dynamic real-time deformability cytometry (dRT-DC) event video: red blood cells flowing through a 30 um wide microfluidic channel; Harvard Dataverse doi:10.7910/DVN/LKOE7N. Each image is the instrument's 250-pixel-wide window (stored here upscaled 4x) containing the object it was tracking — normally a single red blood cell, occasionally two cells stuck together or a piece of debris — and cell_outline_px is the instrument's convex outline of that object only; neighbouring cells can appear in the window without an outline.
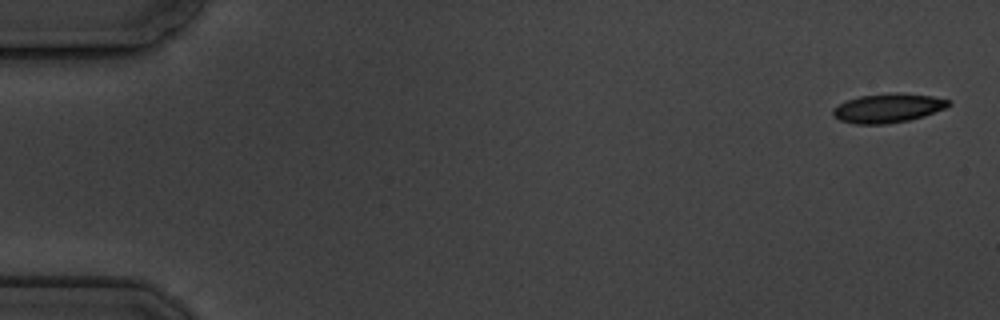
{"species": "common noctule bat (a hibernating species)", "species_latin": "Nyctalus noctula", "temperature_condition": "cold", "stored_images_in_passage": 15, "camera_frame_rate_fps": 3000, "um_per_image_px": 0.085, "animal": {"sex": "male", "body_mass_g": 19.5, "forearm_length_mm": 54.6}, "frame": {"image": 1, "passage_image": 1, "time_ms": 0.0, "image_size_px": [1000, 320], "cell_outline_px": [[952, 104], [944, 108], [924, 116], [908, 120], [888, 124], [856, 124], [840, 120], [832, 112], [832, 108], [848, 100], [860, 96], [896, 92], [932, 96], [952, 100]], "centroid_in_image_um": [75.51, 9.18], "position_along_channel_um": 9.5, "area_um2": 19.48}}
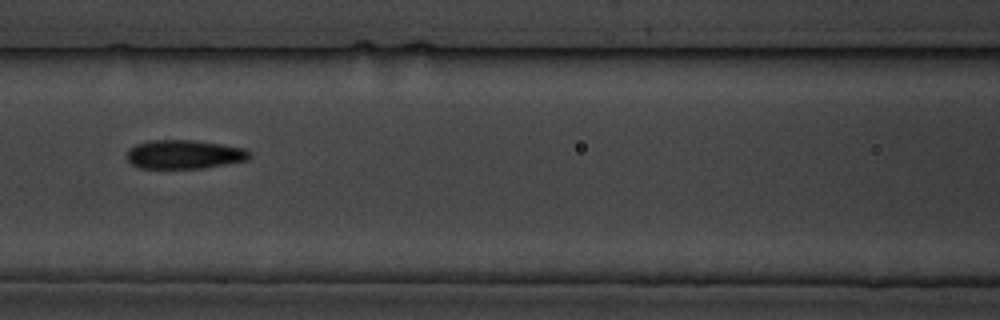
{"frame": {"image": 2, "passage_image": 7, "time_ms": 8.0, "image_size_px": [1000, 320], "cell_outline_px": [[252, 156], [248, 160], [200, 168], [140, 168], [132, 164], [128, 160], [128, 148], [136, 144], [152, 140], [196, 140], [244, 148], [252, 152]], "centroid_in_image_um": [15.68, 13.11], "position_along_channel_um": 150.9, "area_um2": 20.58}}
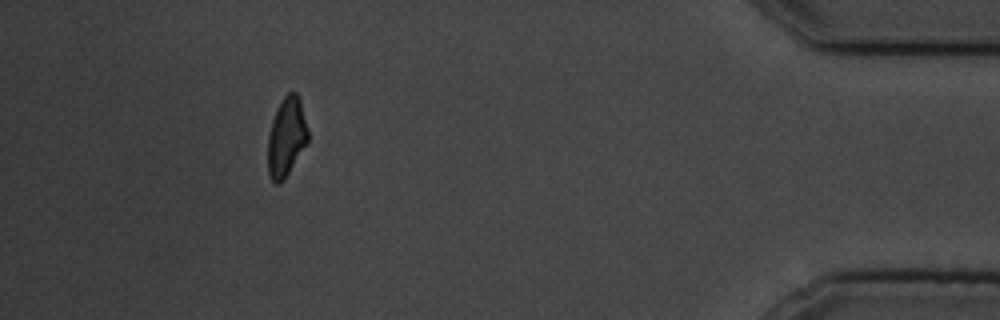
{"frame": {"image": 3, "passage_image": 14, "time_ms": 17.0, "image_size_px": [1000, 320], "cell_outline_px": [[308, 140], [284, 180], [276, 184], [272, 180], [268, 172], [268, 136], [272, 120], [284, 96], [288, 92], [296, 92], [300, 100], [308, 128]], "centroid_in_image_um": [24.34, 11.65], "position_along_channel_um": 410.9, "area_um2": 18.15}, "authors_computed_cell_mechanics": {"area_um2": 19.941, "velocity_mm_per_s": 3.4946, "shape_relaxation_time_tau1_ms": 2.4966, "shape_relaxation_time_tau2_ms": 2.0411, "deformation_change_tau1": 0.1156, "deformation_change_tau2": 0.0821}}